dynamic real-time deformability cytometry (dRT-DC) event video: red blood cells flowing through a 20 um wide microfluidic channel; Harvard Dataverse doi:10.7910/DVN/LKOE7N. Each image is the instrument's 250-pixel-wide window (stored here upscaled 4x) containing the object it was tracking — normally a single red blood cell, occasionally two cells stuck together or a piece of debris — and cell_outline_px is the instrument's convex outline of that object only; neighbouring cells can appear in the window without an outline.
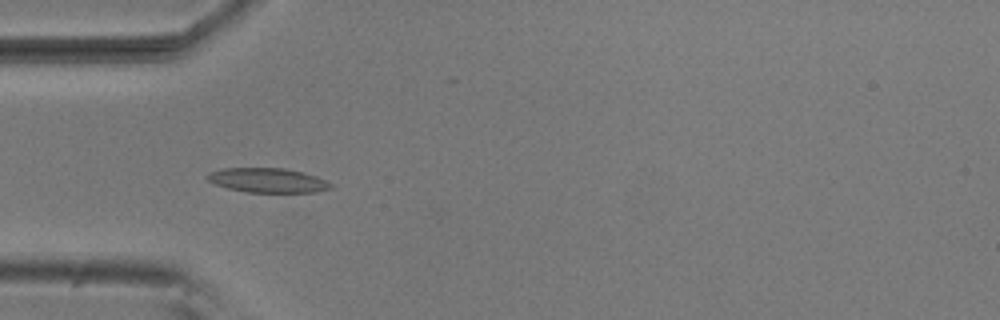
{"species": "common noctule bat (a hibernating species)", "species_latin": "Nyctalus noctula", "temperature_condition": "room temperature", "stored_images_in_passage": 7, "camera_frame_rate_fps": 3000, "um_per_image_px": 0.085, "animal": {"sex": "male", "body_mass_g": 20.5, "forearm_length_mm": 52.5}, "frame": {"image": 1, "passage_image": 5, "time_ms": 1.333, "image_size_px": [1000, 320], "cell_outline_px": [[332, 188], [316, 192], [248, 192], [228, 188], [216, 184], [208, 180], [204, 176], [208, 172], [224, 168], [284, 168], [316, 176], [332, 184]], "centroid_in_image_um": [22.72, 15.32], "position_along_channel_um": 62.3, "area_um2": 17.46}}
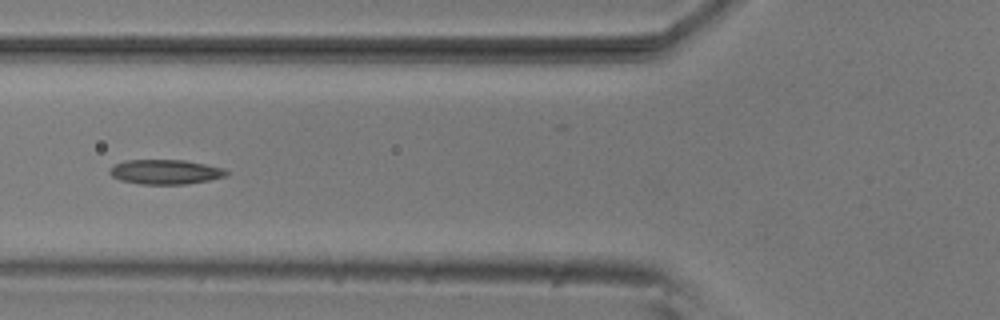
{"frame": {"image": 2, "passage_image": 6, "time_ms": 1.667, "image_size_px": [1000, 320], "cell_outline_px": [[228, 176], [208, 180], [184, 184], [140, 184], [120, 180], [112, 176], [108, 172], [116, 164], [124, 160], [184, 160], [224, 168], [228, 172]], "centroid_in_image_um": [14.06, 14.61], "position_along_channel_um": 111.7, "area_um2": 16.65}}
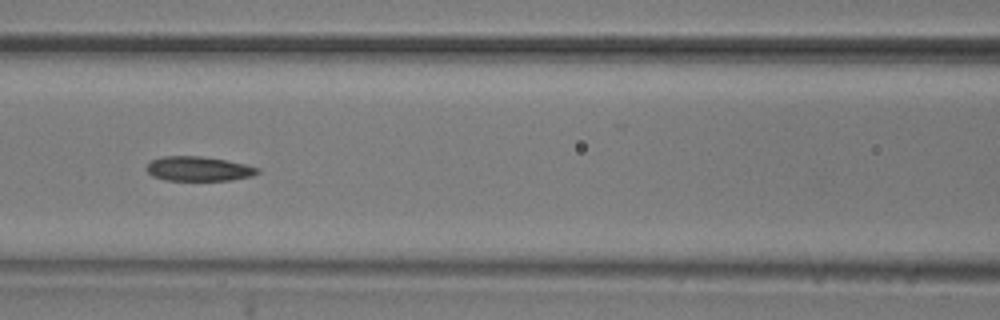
{"frame": {"image": 3, "passage_image": 7, "time_ms": 2.0, "image_size_px": [1000, 320], "cell_outline_px": [[260, 172], [252, 176], [232, 180], [164, 180], [152, 176], [144, 168], [152, 160], [160, 156], [200, 156], [224, 160], [244, 164], [260, 168]], "centroid_in_image_um": [16.85, 14.35], "position_along_channel_um": 149.7, "area_um2": 15.9}}